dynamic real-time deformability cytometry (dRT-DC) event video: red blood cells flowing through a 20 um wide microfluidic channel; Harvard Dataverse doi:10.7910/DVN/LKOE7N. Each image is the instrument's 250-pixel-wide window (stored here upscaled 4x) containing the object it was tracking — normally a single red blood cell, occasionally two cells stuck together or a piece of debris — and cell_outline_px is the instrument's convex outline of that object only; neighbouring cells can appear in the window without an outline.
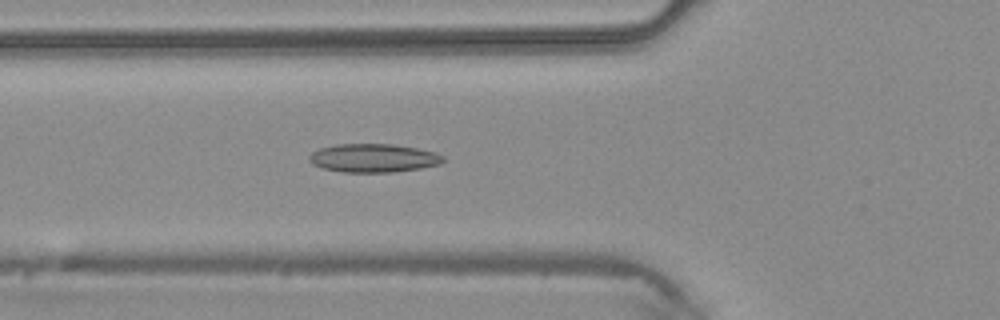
{"species": "common noctule bat (a hibernating species)", "species_latin": "Nyctalus noctula", "temperature_condition": "warm", "stored_images_in_passage": 45, "camera_frame_rate_fps": 3000, "um_per_image_px": 0.085, "animal": {"sex": "male", "body_mass_g": 20.4}, "frame": {"image": 1, "passage_image": 16, "time_ms": 5.0, "image_size_px": [1000, 320], "cell_outline_px": [[444, 160], [440, 164], [420, 168], [392, 172], [344, 172], [320, 168], [312, 164], [308, 160], [308, 156], [312, 152], [320, 148], [336, 144], [392, 144], [416, 148], [436, 152], [444, 156]], "centroid_in_image_um": [31.71, 13.43], "position_along_channel_um": 94.1, "area_um2": 22.31}}
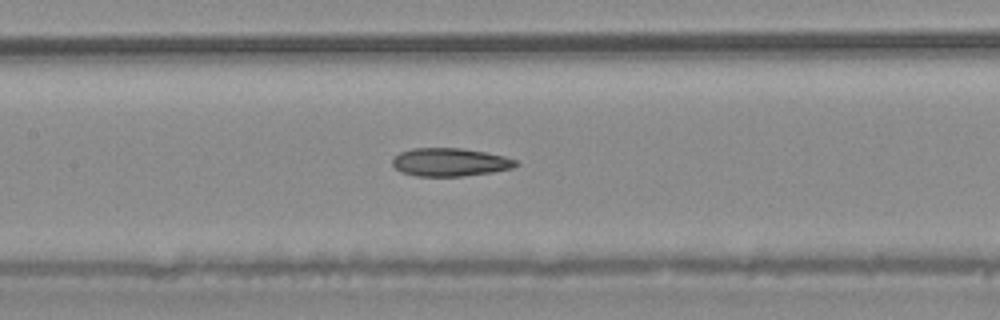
{"frame": {"image": 2, "passage_image": 21, "time_ms": 6.667, "image_size_px": [1000, 320], "cell_outline_px": [[520, 164], [512, 168], [492, 172], [460, 176], [416, 176], [400, 172], [392, 164], [392, 160], [400, 152], [412, 148], [460, 148], [484, 152], [504, 156], [516, 160]], "centroid_in_image_um": [38.24, 13.78], "position_along_channel_um": 169.2, "area_um2": 20.17}}
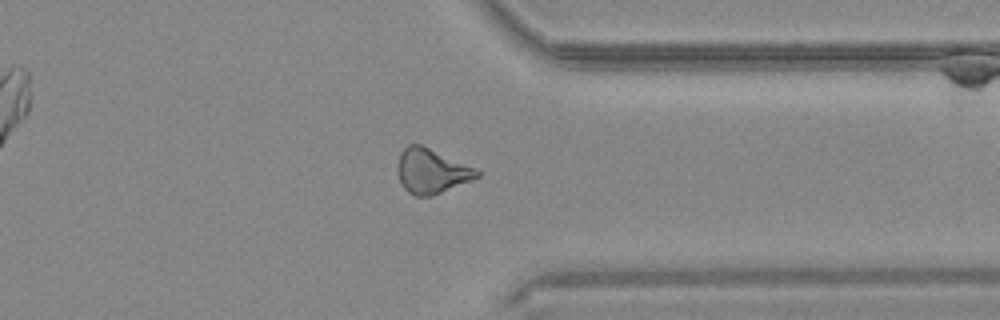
{"frame": {"image": 3, "passage_image": 35, "time_ms": 11.333, "image_size_px": [1000, 320], "cell_outline_px": [[480, 176], [472, 180], [432, 196], [416, 196], [408, 192], [404, 188], [400, 180], [396, 168], [396, 164], [400, 152], [408, 144], [420, 144], [472, 168], [480, 172]], "centroid_in_image_um": [36.61, 14.56], "position_along_channel_um": 374.8, "area_um2": 20.29}}